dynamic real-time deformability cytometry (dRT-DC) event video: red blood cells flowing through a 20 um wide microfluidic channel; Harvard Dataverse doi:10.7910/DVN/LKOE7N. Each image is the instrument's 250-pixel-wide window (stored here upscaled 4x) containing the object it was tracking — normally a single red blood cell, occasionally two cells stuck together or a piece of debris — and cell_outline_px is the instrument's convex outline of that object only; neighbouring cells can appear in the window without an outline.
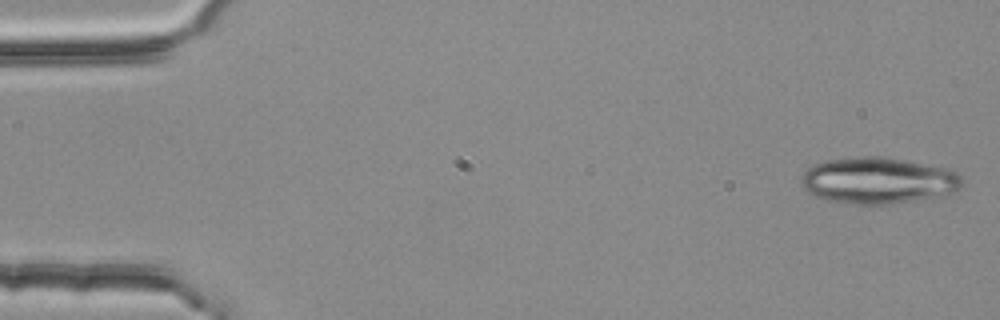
{"species": "common noctule bat (a hibernating species)", "species_latin": "Nyctalus noctula", "temperature_condition": "room temperature", "stored_images_in_passage": 5, "camera_frame_rate_fps": 3000, "um_per_image_px": 0.085, "animal": {"sex": "female", "body_mass_g": 25.1}, "frame": {"image": 1, "passage_image": 1, "time_ms": 0.0, "image_size_px": [1000, 320], "cell_outline_px": [[964, 184], [956, 192], [944, 196], [888, 204], [860, 204], [828, 200], [816, 196], [808, 192], [800, 184], [800, 176], [808, 168], [816, 164], [828, 160], [864, 156], [880, 156], [904, 160], [948, 168], [956, 172], [964, 180]], "centroid_in_image_um": [74.69, 15.35], "position_along_channel_um": 10.3, "area_um2": 43.58}}